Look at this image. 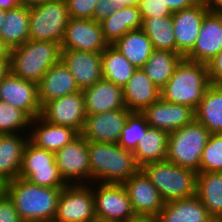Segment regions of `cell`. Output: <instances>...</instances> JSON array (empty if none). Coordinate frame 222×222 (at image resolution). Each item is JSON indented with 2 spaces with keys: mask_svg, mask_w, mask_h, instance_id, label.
<instances>
[{
  "mask_svg": "<svg viewBox=\"0 0 222 222\" xmlns=\"http://www.w3.org/2000/svg\"><path fill=\"white\" fill-rule=\"evenodd\" d=\"M61 52L60 43L28 40L9 51V71L38 84L46 71L61 60Z\"/></svg>",
  "mask_w": 222,
  "mask_h": 222,
  "instance_id": "277c9868",
  "label": "cell"
},
{
  "mask_svg": "<svg viewBox=\"0 0 222 222\" xmlns=\"http://www.w3.org/2000/svg\"><path fill=\"white\" fill-rule=\"evenodd\" d=\"M31 120L23 110L0 100V134H18L19 129L22 131L26 127L32 128Z\"/></svg>",
  "mask_w": 222,
  "mask_h": 222,
  "instance_id": "8d00e7d4",
  "label": "cell"
},
{
  "mask_svg": "<svg viewBox=\"0 0 222 222\" xmlns=\"http://www.w3.org/2000/svg\"><path fill=\"white\" fill-rule=\"evenodd\" d=\"M160 97V89L150 80L142 68H137L123 87L124 103L131 112H141Z\"/></svg>",
  "mask_w": 222,
  "mask_h": 222,
  "instance_id": "d4e9b609",
  "label": "cell"
},
{
  "mask_svg": "<svg viewBox=\"0 0 222 222\" xmlns=\"http://www.w3.org/2000/svg\"><path fill=\"white\" fill-rule=\"evenodd\" d=\"M90 181L123 184L140 167L134 154L118 143L89 142Z\"/></svg>",
  "mask_w": 222,
  "mask_h": 222,
  "instance_id": "7a4b0ae2",
  "label": "cell"
},
{
  "mask_svg": "<svg viewBox=\"0 0 222 222\" xmlns=\"http://www.w3.org/2000/svg\"><path fill=\"white\" fill-rule=\"evenodd\" d=\"M123 185L138 218L154 219L163 209L165 201L141 169L128 178Z\"/></svg>",
  "mask_w": 222,
  "mask_h": 222,
  "instance_id": "4fadbf2b",
  "label": "cell"
},
{
  "mask_svg": "<svg viewBox=\"0 0 222 222\" xmlns=\"http://www.w3.org/2000/svg\"><path fill=\"white\" fill-rule=\"evenodd\" d=\"M62 189L34 185L19 177L3 184L23 222L52 221Z\"/></svg>",
  "mask_w": 222,
  "mask_h": 222,
  "instance_id": "6da1fadb",
  "label": "cell"
},
{
  "mask_svg": "<svg viewBox=\"0 0 222 222\" xmlns=\"http://www.w3.org/2000/svg\"><path fill=\"white\" fill-rule=\"evenodd\" d=\"M209 85L207 64L183 58L160 94L166 102L196 109Z\"/></svg>",
  "mask_w": 222,
  "mask_h": 222,
  "instance_id": "3957f363",
  "label": "cell"
},
{
  "mask_svg": "<svg viewBox=\"0 0 222 222\" xmlns=\"http://www.w3.org/2000/svg\"><path fill=\"white\" fill-rule=\"evenodd\" d=\"M127 108L86 115L81 135L89 142L118 143L128 115Z\"/></svg>",
  "mask_w": 222,
  "mask_h": 222,
  "instance_id": "e0dca14e",
  "label": "cell"
},
{
  "mask_svg": "<svg viewBox=\"0 0 222 222\" xmlns=\"http://www.w3.org/2000/svg\"><path fill=\"white\" fill-rule=\"evenodd\" d=\"M61 60L70 70L80 90L103 79L101 53L62 49Z\"/></svg>",
  "mask_w": 222,
  "mask_h": 222,
  "instance_id": "ffe728a7",
  "label": "cell"
},
{
  "mask_svg": "<svg viewBox=\"0 0 222 222\" xmlns=\"http://www.w3.org/2000/svg\"><path fill=\"white\" fill-rule=\"evenodd\" d=\"M19 178L43 187L64 188L68 185L56 165L55 153L38 148L30 141L24 149Z\"/></svg>",
  "mask_w": 222,
  "mask_h": 222,
  "instance_id": "ba28073f",
  "label": "cell"
},
{
  "mask_svg": "<svg viewBox=\"0 0 222 222\" xmlns=\"http://www.w3.org/2000/svg\"><path fill=\"white\" fill-rule=\"evenodd\" d=\"M206 222H221L219 217H210Z\"/></svg>",
  "mask_w": 222,
  "mask_h": 222,
  "instance_id": "db71d44e",
  "label": "cell"
},
{
  "mask_svg": "<svg viewBox=\"0 0 222 222\" xmlns=\"http://www.w3.org/2000/svg\"><path fill=\"white\" fill-rule=\"evenodd\" d=\"M167 4L172 13L178 12L179 10L194 6L200 0H162Z\"/></svg>",
  "mask_w": 222,
  "mask_h": 222,
  "instance_id": "ee69618b",
  "label": "cell"
},
{
  "mask_svg": "<svg viewBox=\"0 0 222 222\" xmlns=\"http://www.w3.org/2000/svg\"><path fill=\"white\" fill-rule=\"evenodd\" d=\"M28 130L23 133L0 134V182L2 184L19 177L24 149L29 142ZM28 134V135H27Z\"/></svg>",
  "mask_w": 222,
  "mask_h": 222,
  "instance_id": "603a6c76",
  "label": "cell"
},
{
  "mask_svg": "<svg viewBox=\"0 0 222 222\" xmlns=\"http://www.w3.org/2000/svg\"><path fill=\"white\" fill-rule=\"evenodd\" d=\"M132 222H156L155 219L151 218H138Z\"/></svg>",
  "mask_w": 222,
  "mask_h": 222,
  "instance_id": "f5cc1de1",
  "label": "cell"
},
{
  "mask_svg": "<svg viewBox=\"0 0 222 222\" xmlns=\"http://www.w3.org/2000/svg\"><path fill=\"white\" fill-rule=\"evenodd\" d=\"M82 91L86 115L126 108L123 88L111 81L101 79Z\"/></svg>",
  "mask_w": 222,
  "mask_h": 222,
  "instance_id": "44dd1931",
  "label": "cell"
},
{
  "mask_svg": "<svg viewBox=\"0 0 222 222\" xmlns=\"http://www.w3.org/2000/svg\"><path fill=\"white\" fill-rule=\"evenodd\" d=\"M201 172H222V133L210 135L201 157Z\"/></svg>",
  "mask_w": 222,
  "mask_h": 222,
  "instance_id": "74e56055",
  "label": "cell"
},
{
  "mask_svg": "<svg viewBox=\"0 0 222 222\" xmlns=\"http://www.w3.org/2000/svg\"><path fill=\"white\" fill-rule=\"evenodd\" d=\"M210 135V131L197 120L170 132L166 160L198 172Z\"/></svg>",
  "mask_w": 222,
  "mask_h": 222,
  "instance_id": "8992f818",
  "label": "cell"
},
{
  "mask_svg": "<svg viewBox=\"0 0 222 222\" xmlns=\"http://www.w3.org/2000/svg\"><path fill=\"white\" fill-rule=\"evenodd\" d=\"M97 0H65L71 18L92 19Z\"/></svg>",
  "mask_w": 222,
  "mask_h": 222,
  "instance_id": "f35d334b",
  "label": "cell"
},
{
  "mask_svg": "<svg viewBox=\"0 0 222 222\" xmlns=\"http://www.w3.org/2000/svg\"><path fill=\"white\" fill-rule=\"evenodd\" d=\"M209 12L222 13V0H203Z\"/></svg>",
  "mask_w": 222,
  "mask_h": 222,
  "instance_id": "f6af8a7d",
  "label": "cell"
},
{
  "mask_svg": "<svg viewBox=\"0 0 222 222\" xmlns=\"http://www.w3.org/2000/svg\"><path fill=\"white\" fill-rule=\"evenodd\" d=\"M168 141L167 131L149 127L133 152L137 165L141 168L150 162L166 160Z\"/></svg>",
  "mask_w": 222,
  "mask_h": 222,
  "instance_id": "f546056e",
  "label": "cell"
},
{
  "mask_svg": "<svg viewBox=\"0 0 222 222\" xmlns=\"http://www.w3.org/2000/svg\"><path fill=\"white\" fill-rule=\"evenodd\" d=\"M0 222H23L13 201L4 191L0 193Z\"/></svg>",
  "mask_w": 222,
  "mask_h": 222,
  "instance_id": "60d3db41",
  "label": "cell"
},
{
  "mask_svg": "<svg viewBox=\"0 0 222 222\" xmlns=\"http://www.w3.org/2000/svg\"><path fill=\"white\" fill-rule=\"evenodd\" d=\"M209 12L204 1L172 14L176 52L185 57L194 47L201 23Z\"/></svg>",
  "mask_w": 222,
  "mask_h": 222,
  "instance_id": "2e32d148",
  "label": "cell"
},
{
  "mask_svg": "<svg viewBox=\"0 0 222 222\" xmlns=\"http://www.w3.org/2000/svg\"><path fill=\"white\" fill-rule=\"evenodd\" d=\"M140 0H115V5L117 9L123 8L125 6H138Z\"/></svg>",
  "mask_w": 222,
  "mask_h": 222,
  "instance_id": "681fc988",
  "label": "cell"
},
{
  "mask_svg": "<svg viewBox=\"0 0 222 222\" xmlns=\"http://www.w3.org/2000/svg\"><path fill=\"white\" fill-rule=\"evenodd\" d=\"M9 50L3 45L0 39V58H8Z\"/></svg>",
  "mask_w": 222,
  "mask_h": 222,
  "instance_id": "f907efd6",
  "label": "cell"
},
{
  "mask_svg": "<svg viewBox=\"0 0 222 222\" xmlns=\"http://www.w3.org/2000/svg\"><path fill=\"white\" fill-rule=\"evenodd\" d=\"M17 0H0V8L4 10H11L13 8L18 7Z\"/></svg>",
  "mask_w": 222,
  "mask_h": 222,
  "instance_id": "7dc6e473",
  "label": "cell"
},
{
  "mask_svg": "<svg viewBox=\"0 0 222 222\" xmlns=\"http://www.w3.org/2000/svg\"><path fill=\"white\" fill-rule=\"evenodd\" d=\"M5 15H6V10L0 8V28L2 27V24L4 22Z\"/></svg>",
  "mask_w": 222,
  "mask_h": 222,
  "instance_id": "816d5d0a",
  "label": "cell"
},
{
  "mask_svg": "<svg viewBox=\"0 0 222 222\" xmlns=\"http://www.w3.org/2000/svg\"><path fill=\"white\" fill-rule=\"evenodd\" d=\"M165 202L196 195L198 172L168 160L150 162L140 168Z\"/></svg>",
  "mask_w": 222,
  "mask_h": 222,
  "instance_id": "5b68a950",
  "label": "cell"
},
{
  "mask_svg": "<svg viewBox=\"0 0 222 222\" xmlns=\"http://www.w3.org/2000/svg\"><path fill=\"white\" fill-rule=\"evenodd\" d=\"M195 120L211 134L222 133V87L210 84L195 109Z\"/></svg>",
  "mask_w": 222,
  "mask_h": 222,
  "instance_id": "f1b7e54d",
  "label": "cell"
},
{
  "mask_svg": "<svg viewBox=\"0 0 222 222\" xmlns=\"http://www.w3.org/2000/svg\"><path fill=\"white\" fill-rule=\"evenodd\" d=\"M103 79L124 87L137 69L112 45L101 52Z\"/></svg>",
  "mask_w": 222,
  "mask_h": 222,
  "instance_id": "836d02e7",
  "label": "cell"
},
{
  "mask_svg": "<svg viewBox=\"0 0 222 222\" xmlns=\"http://www.w3.org/2000/svg\"><path fill=\"white\" fill-rule=\"evenodd\" d=\"M94 222H105V221H100V220H97V219H96Z\"/></svg>",
  "mask_w": 222,
  "mask_h": 222,
  "instance_id": "6f0895ef",
  "label": "cell"
},
{
  "mask_svg": "<svg viewBox=\"0 0 222 222\" xmlns=\"http://www.w3.org/2000/svg\"><path fill=\"white\" fill-rule=\"evenodd\" d=\"M55 162L68 185L90 182L88 141L81 134L55 152Z\"/></svg>",
  "mask_w": 222,
  "mask_h": 222,
  "instance_id": "8fae6325",
  "label": "cell"
},
{
  "mask_svg": "<svg viewBox=\"0 0 222 222\" xmlns=\"http://www.w3.org/2000/svg\"><path fill=\"white\" fill-rule=\"evenodd\" d=\"M3 191V184L0 182V193Z\"/></svg>",
  "mask_w": 222,
  "mask_h": 222,
  "instance_id": "11a10c76",
  "label": "cell"
},
{
  "mask_svg": "<svg viewBox=\"0 0 222 222\" xmlns=\"http://www.w3.org/2000/svg\"><path fill=\"white\" fill-rule=\"evenodd\" d=\"M196 195L211 217H219L222 214V172L198 173Z\"/></svg>",
  "mask_w": 222,
  "mask_h": 222,
  "instance_id": "d6a6232c",
  "label": "cell"
},
{
  "mask_svg": "<svg viewBox=\"0 0 222 222\" xmlns=\"http://www.w3.org/2000/svg\"><path fill=\"white\" fill-rule=\"evenodd\" d=\"M40 116L51 124L68 126L81 134L86 120L83 91L46 102Z\"/></svg>",
  "mask_w": 222,
  "mask_h": 222,
  "instance_id": "7c38bea8",
  "label": "cell"
},
{
  "mask_svg": "<svg viewBox=\"0 0 222 222\" xmlns=\"http://www.w3.org/2000/svg\"><path fill=\"white\" fill-rule=\"evenodd\" d=\"M9 71V58H0V81Z\"/></svg>",
  "mask_w": 222,
  "mask_h": 222,
  "instance_id": "bcb514c9",
  "label": "cell"
},
{
  "mask_svg": "<svg viewBox=\"0 0 222 222\" xmlns=\"http://www.w3.org/2000/svg\"><path fill=\"white\" fill-rule=\"evenodd\" d=\"M136 68H142L154 51V47L142 29L127 32L113 45Z\"/></svg>",
  "mask_w": 222,
  "mask_h": 222,
  "instance_id": "4dcf8cb0",
  "label": "cell"
},
{
  "mask_svg": "<svg viewBox=\"0 0 222 222\" xmlns=\"http://www.w3.org/2000/svg\"><path fill=\"white\" fill-rule=\"evenodd\" d=\"M142 20L138 6L117 9L111 16L100 22L105 41L113 45L127 32L141 29Z\"/></svg>",
  "mask_w": 222,
  "mask_h": 222,
  "instance_id": "4316f807",
  "label": "cell"
},
{
  "mask_svg": "<svg viewBox=\"0 0 222 222\" xmlns=\"http://www.w3.org/2000/svg\"><path fill=\"white\" fill-rule=\"evenodd\" d=\"M116 10L115 0H97L92 19L101 22L106 17L111 16Z\"/></svg>",
  "mask_w": 222,
  "mask_h": 222,
  "instance_id": "7bdbcfd3",
  "label": "cell"
},
{
  "mask_svg": "<svg viewBox=\"0 0 222 222\" xmlns=\"http://www.w3.org/2000/svg\"><path fill=\"white\" fill-rule=\"evenodd\" d=\"M70 18L65 0H47L29 8V40L61 44Z\"/></svg>",
  "mask_w": 222,
  "mask_h": 222,
  "instance_id": "52a82bcc",
  "label": "cell"
},
{
  "mask_svg": "<svg viewBox=\"0 0 222 222\" xmlns=\"http://www.w3.org/2000/svg\"><path fill=\"white\" fill-rule=\"evenodd\" d=\"M210 84L222 87V50L207 63Z\"/></svg>",
  "mask_w": 222,
  "mask_h": 222,
  "instance_id": "b9f144b4",
  "label": "cell"
},
{
  "mask_svg": "<svg viewBox=\"0 0 222 222\" xmlns=\"http://www.w3.org/2000/svg\"><path fill=\"white\" fill-rule=\"evenodd\" d=\"M184 57L177 52L154 49L142 69L161 90L173 76L177 65Z\"/></svg>",
  "mask_w": 222,
  "mask_h": 222,
  "instance_id": "1f68e13d",
  "label": "cell"
},
{
  "mask_svg": "<svg viewBox=\"0 0 222 222\" xmlns=\"http://www.w3.org/2000/svg\"><path fill=\"white\" fill-rule=\"evenodd\" d=\"M138 8L142 17H164L173 14L162 0H140Z\"/></svg>",
  "mask_w": 222,
  "mask_h": 222,
  "instance_id": "ab89813d",
  "label": "cell"
},
{
  "mask_svg": "<svg viewBox=\"0 0 222 222\" xmlns=\"http://www.w3.org/2000/svg\"><path fill=\"white\" fill-rule=\"evenodd\" d=\"M0 100L23 110L31 119L41 115L38 84L10 71L0 81Z\"/></svg>",
  "mask_w": 222,
  "mask_h": 222,
  "instance_id": "9a60e30c",
  "label": "cell"
},
{
  "mask_svg": "<svg viewBox=\"0 0 222 222\" xmlns=\"http://www.w3.org/2000/svg\"><path fill=\"white\" fill-rule=\"evenodd\" d=\"M89 184L65 186L60 194L55 221L94 222L96 220L93 187Z\"/></svg>",
  "mask_w": 222,
  "mask_h": 222,
  "instance_id": "30bf717a",
  "label": "cell"
},
{
  "mask_svg": "<svg viewBox=\"0 0 222 222\" xmlns=\"http://www.w3.org/2000/svg\"><path fill=\"white\" fill-rule=\"evenodd\" d=\"M150 127L168 133L176 131L195 120V109L164 101L161 97L140 112Z\"/></svg>",
  "mask_w": 222,
  "mask_h": 222,
  "instance_id": "ac0fdd59",
  "label": "cell"
},
{
  "mask_svg": "<svg viewBox=\"0 0 222 222\" xmlns=\"http://www.w3.org/2000/svg\"><path fill=\"white\" fill-rule=\"evenodd\" d=\"M41 106L53 99L81 91L62 60L49 68L38 83Z\"/></svg>",
  "mask_w": 222,
  "mask_h": 222,
  "instance_id": "cb8c5ba5",
  "label": "cell"
},
{
  "mask_svg": "<svg viewBox=\"0 0 222 222\" xmlns=\"http://www.w3.org/2000/svg\"><path fill=\"white\" fill-rule=\"evenodd\" d=\"M222 50V13L208 12L193 49L184 57L193 62L207 64Z\"/></svg>",
  "mask_w": 222,
  "mask_h": 222,
  "instance_id": "d6986e66",
  "label": "cell"
},
{
  "mask_svg": "<svg viewBox=\"0 0 222 222\" xmlns=\"http://www.w3.org/2000/svg\"><path fill=\"white\" fill-rule=\"evenodd\" d=\"M149 127L150 126L140 112H131L121 130V137L118 145L125 150L134 152Z\"/></svg>",
  "mask_w": 222,
  "mask_h": 222,
  "instance_id": "d590c367",
  "label": "cell"
},
{
  "mask_svg": "<svg viewBox=\"0 0 222 222\" xmlns=\"http://www.w3.org/2000/svg\"><path fill=\"white\" fill-rule=\"evenodd\" d=\"M96 186H98V189L93 188V195L97 220L132 222L138 219L123 184L101 182V184L97 183Z\"/></svg>",
  "mask_w": 222,
  "mask_h": 222,
  "instance_id": "9c48e42d",
  "label": "cell"
},
{
  "mask_svg": "<svg viewBox=\"0 0 222 222\" xmlns=\"http://www.w3.org/2000/svg\"><path fill=\"white\" fill-rule=\"evenodd\" d=\"M142 18L141 29L150 39L154 49L176 52L172 16Z\"/></svg>",
  "mask_w": 222,
  "mask_h": 222,
  "instance_id": "e575fe53",
  "label": "cell"
},
{
  "mask_svg": "<svg viewBox=\"0 0 222 222\" xmlns=\"http://www.w3.org/2000/svg\"><path fill=\"white\" fill-rule=\"evenodd\" d=\"M19 6L31 8L34 6H38L47 0H17Z\"/></svg>",
  "mask_w": 222,
  "mask_h": 222,
  "instance_id": "c3c4849f",
  "label": "cell"
},
{
  "mask_svg": "<svg viewBox=\"0 0 222 222\" xmlns=\"http://www.w3.org/2000/svg\"><path fill=\"white\" fill-rule=\"evenodd\" d=\"M30 125H35V128L33 127L29 133V141L38 148L54 153L80 135L74 128L51 124L41 116L32 119Z\"/></svg>",
  "mask_w": 222,
  "mask_h": 222,
  "instance_id": "7402d4cb",
  "label": "cell"
},
{
  "mask_svg": "<svg viewBox=\"0 0 222 222\" xmlns=\"http://www.w3.org/2000/svg\"><path fill=\"white\" fill-rule=\"evenodd\" d=\"M220 221L222 222V214L219 216Z\"/></svg>",
  "mask_w": 222,
  "mask_h": 222,
  "instance_id": "9f6ffc18",
  "label": "cell"
},
{
  "mask_svg": "<svg viewBox=\"0 0 222 222\" xmlns=\"http://www.w3.org/2000/svg\"><path fill=\"white\" fill-rule=\"evenodd\" d=\"M210 217L202 201L194 195L165 202L154 219L156 222H206Z\"/></svg>",
  "mask_w": 222,
  "mask_h": 222,
  "instance_id": "484cf974",
  "label": "cell"
},
{
  "mask_svg": "<svg viewBox=\"0 0 222 222\" xmlns=\"http://www.w3.org/2000/svg\"><path fill=\"white\" fill-rule=\"evenodd\" d=\"M108 46L100 22L93 19L70 18L65 28L61 49L101 53Z\"/></svg>",
  "mask_w": 222,
  "mask_h": 222,
  "instance_id": "5bb4252c",
  "label": "cell"
},
{
  "mask_svg": "<svg viewBox=\"0 0 222 222\" xmlns=\"http://www.w3.org/2000/svg\"><path fill=\"white\" fill-rule=\"evenodd\" d=\"M0 39L9 51L29 40V8L18 6L6 10Z\"/></svg>",
  "mask_w": 222,
  "mask_h": 222,
  "instance_id": "83f0119b",
  "label": "cell"
}]
</instances>
